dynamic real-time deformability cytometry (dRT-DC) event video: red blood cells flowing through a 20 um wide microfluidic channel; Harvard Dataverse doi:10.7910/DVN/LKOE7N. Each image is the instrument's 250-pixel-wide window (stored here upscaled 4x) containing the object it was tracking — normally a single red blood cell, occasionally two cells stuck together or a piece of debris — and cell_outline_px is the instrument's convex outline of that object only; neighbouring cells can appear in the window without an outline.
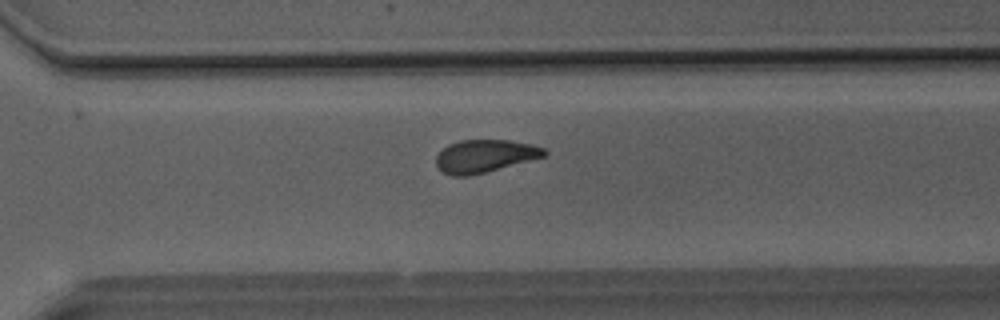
{"species": "Egyptian fruit bat (a non-hibernating species)", "species_latin": "Rousettus aegyptiacus", "temperature_condition": "room temperature", "stored_images_in_passage": 39, "camera_frame_rate_fps": 3000, "um_per_image_px": 0.085, "animal": {"sex": "male"}, "frame": {"image": 1, "passage_image": 25, "time_ms": 8.0, "image_size_px": [1000, 320], "cell_outline_px": [[548, 152], [544, 156], [484, 172], [468, 176], [452, 176], [444, 172], [436, 164], [436, 156], [448, 144], [460, 140], [512, 140], [532, 144], [544, 148]], "centroid_in_image_um": [41.2, 13.24], "position_along_channel_um": 329.4, "area_um2": 20.35}}
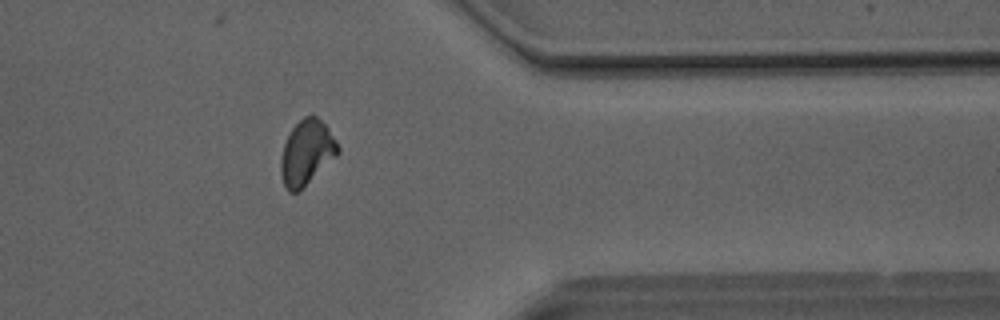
{"frame": {"image": 2, "passage_image": 30, "time_ms": 9.667, "image_size_px": [1000, 320], "cell_outline_px": [[340, 152], [336, 156], [296, 192], [288, 192], [284, 184], [280, 172], [280, 160], [284, 144], [292, 128], [304, 116], [312, 112], [328, 128], [336, 140], [340, 148]], "centroid_in_image_um": [26.06, 12.92], "position_along_channel_um": 385.3, "area_um2": 21.21}}
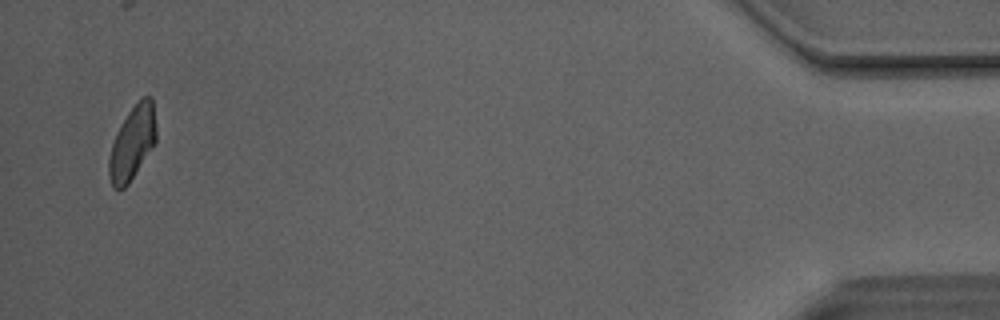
{"frame": {"image": 3, "passage_image": 38, "time_ms": 12.333, "image_size_px": [1000, 320], "cell_outline_px": [[156, 140], [128, 184], [124, 188], [112, 188], [108, 176], [108, 160], [112, 144], [116, 132], [120, 124], [128, 112], [144, 96], [152, 96], [156, 128]], "centroid_in_image_um": [11.22, 12.15], "position_along_channel_um": 424.0, "area_um2": 20.0}, "authors_computed_cell_mechanics": {"area_um2": 21.3282, "velocity_mm_per_s": 4.1204, "shape_relaxation_time_tau1_ms": 6.0905, "shape_relaxation_time_tau2_ms": 1.9436, "deformation_change_tau1": 0.1443, "deformation_change_tau2": 0.0742}}